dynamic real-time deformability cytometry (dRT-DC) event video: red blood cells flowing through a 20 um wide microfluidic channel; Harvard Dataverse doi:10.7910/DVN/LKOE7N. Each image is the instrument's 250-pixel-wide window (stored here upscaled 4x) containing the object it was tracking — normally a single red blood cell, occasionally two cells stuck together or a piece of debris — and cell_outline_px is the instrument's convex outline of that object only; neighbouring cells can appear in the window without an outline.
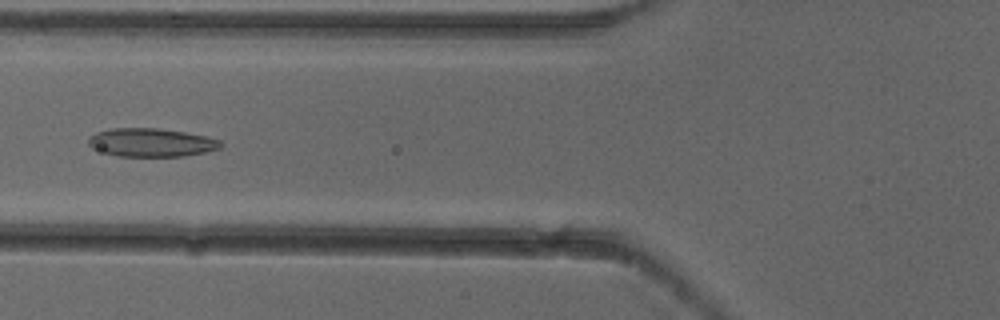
{"species": "common noctule bat (a hibernating species)", "species_latin": "Nyctalus noctula", "temperature_condition": "cold", "stored_images_in_passage": 6, "camera_frame_rate_fps": 3000, "um_per_image_px": 0.085, "animal": {"sex": "female"}, "frame": {"image": 1, "passage_image": 6, "time_ms": 1.667, "image_size_px": [1000, 320], "cell_outline_px": [[224, 144], [220, 148], [204, 152], [184, 156], [116, 156], [92, 148], [88, 144], [88, 140], [96, 132], [112, 128], [156, 128], [184, 132], [208, 136], [220, 140]], "centroid_in_image_um": [12.88, 12.11], "position_along_channel_um": 112.9, "area_um2": 21.85}}